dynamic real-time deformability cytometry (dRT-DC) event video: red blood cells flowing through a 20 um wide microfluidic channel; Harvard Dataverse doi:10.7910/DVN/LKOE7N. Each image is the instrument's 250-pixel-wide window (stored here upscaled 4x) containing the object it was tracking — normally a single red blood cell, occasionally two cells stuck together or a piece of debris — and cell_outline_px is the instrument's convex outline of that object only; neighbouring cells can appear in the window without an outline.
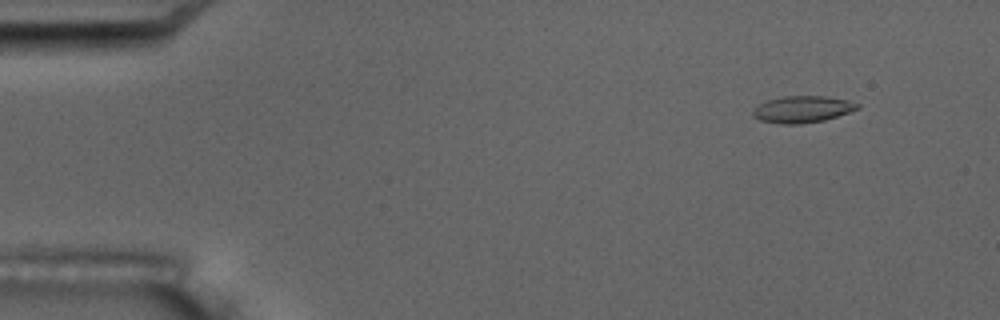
{"species": "common noctule bat (a hibernating species)", "species_latin": "Nyctalus noctula", "temperature_condition": "room temperature", "stored_images_in_passage": 6, "camera_frame_rate_fps": 3000, "um_per_image_px": 0.085, "animal": {"sex": "male", "body_mass_g": 17.5, "forearm_length_mm": 52.3}, "frame": {"image": 1, "passage_image": 2, "time_ms": 1.0, "image_size_px": [1000, 320], "cell_outline_px": [[860, 108], [824, 120], [800, 124], [780, 124], [760, 120], [752, 116], [752, 108], [768, 100], [784, 96], [824, 96], [848, 100], [860, 104]], "centroid_in_image_um": [68.18, 9.29], "position_along_channel_um": 16.8, "area_um2": 16.24}}